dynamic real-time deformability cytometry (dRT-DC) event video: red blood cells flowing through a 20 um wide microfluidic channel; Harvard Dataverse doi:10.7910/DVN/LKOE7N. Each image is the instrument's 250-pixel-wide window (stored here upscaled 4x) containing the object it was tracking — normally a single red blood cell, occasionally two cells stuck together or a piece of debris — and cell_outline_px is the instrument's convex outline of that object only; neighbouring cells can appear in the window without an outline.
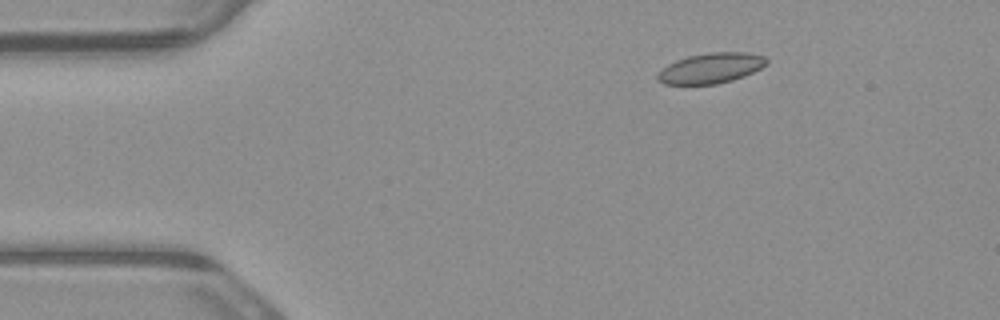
{"species": "common noctule bat (a hibernating species)", "species_latin": "Nyctalus noctula", "temperature_condition": "warm", "stored_images_in_passage": 4, "camera_frame_rate_fps": 3000, "um_per_image_px": 0.085, "animal": {"sex": "male", "body_mass_g": 23.1, "forearm_length_mm": 52.7}, "frame": {"image": 1, "passage_image": 2, "time_ms": 0.333, "image_size_px": [1000, 320], "cell_outline_px": [[768, 64], [744, 76], [732, 80], [716, 84], [664, 84], [656, 80], [656, 76], [668, 64], [676, 60], [688, 56], [708, 52], [748, 52], [764, 56], [768, 60]], "centroid_in_image_um": [60.44, 5.78], "position_along_channel_um": 24.6, "area_um2": 19.25}}